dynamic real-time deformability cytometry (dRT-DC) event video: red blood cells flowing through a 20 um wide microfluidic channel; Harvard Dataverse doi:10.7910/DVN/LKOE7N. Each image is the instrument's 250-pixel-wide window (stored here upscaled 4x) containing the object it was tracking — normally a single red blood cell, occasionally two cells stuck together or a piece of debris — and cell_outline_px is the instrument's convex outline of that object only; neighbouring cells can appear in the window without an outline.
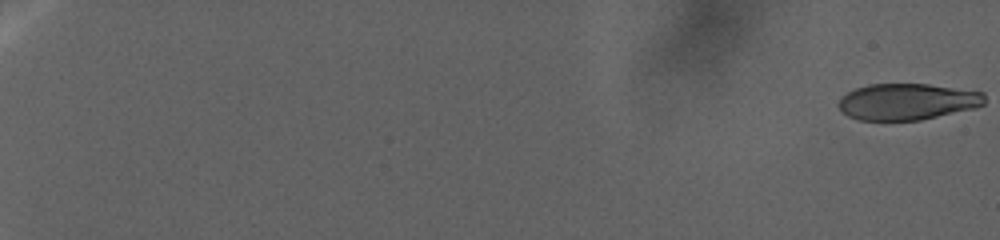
{"species": "human", "species_latin": "Homo sapiens", "temperature_condition": "warm", "stored_images_in_passage": 40, "camera_frame_rate_fps": 3000, "um_per_image_px": 0.085, "donor": {"sex": "female"}, "frame": {"image": 1, "passage_image": 1, "time_ms": 0.0, "image_size_px": [1000, 240], "cell_outline_px": [[984, 104], [976, 108], [920, 120], [860, 120], [848, 116], [836, 104], [848, 92], [856, 88], [868, 84], [928, 84], [984, 92]], "centroid_in_image_um": [77.13, 8.64], "position_along_channel_um": 7.9, "area_um2": 30.87}}
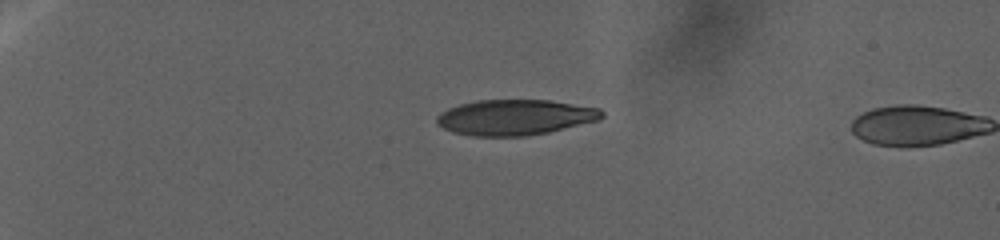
{"frame": {"image": 2, "passage_image": 37, "time_ms": 20.333, "image_size_px": [1000, 240], "cell_outline_px": [[604, 116], [600, 120], [548, 132], [528, 136], [472, 136], [452, 132], [436, 124], [436, 116], [440, 112], [448, 108], [460, 104], [476, 100], [548, 100], [600, 108], [604, 112]], "centroid_in_image_um": [43.77, 9.97], "position_along_channel_um": 41.2, "area_um2": 34.39}}